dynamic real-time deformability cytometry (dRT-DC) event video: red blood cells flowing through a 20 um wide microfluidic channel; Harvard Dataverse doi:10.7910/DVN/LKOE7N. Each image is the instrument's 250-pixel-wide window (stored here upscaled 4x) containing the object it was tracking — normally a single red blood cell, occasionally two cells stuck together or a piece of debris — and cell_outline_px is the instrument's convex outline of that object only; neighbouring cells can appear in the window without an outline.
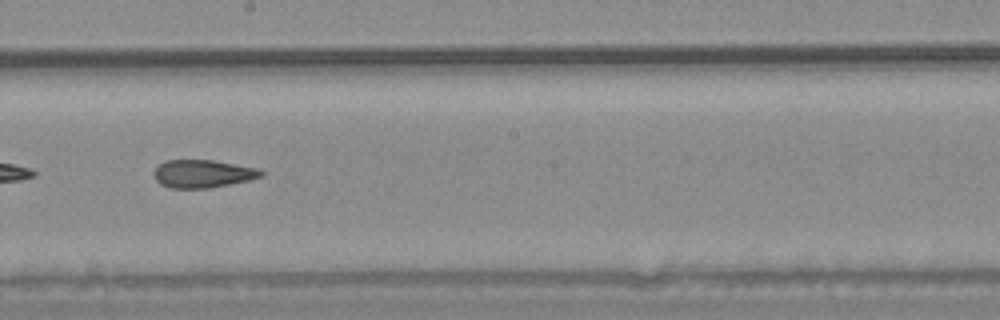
{"species": "common noctule bat (a hibernating species)", "species_latin": "Nyctalus noctula", "temperature_condition": "warm", "stored_images_in_passage": 33, "camera_frame_rate_fps": 3000, "um_per_image_px": 0.085, "animal": {"sex": "male", "body_mass_g": 20.4}, "frame": {"image": 1, "passage_image": 15, "time_ms": 4.667, "image_size_px": [1000, 320], "cell_outline_px": [[264, 172], [260, 176], [248, 180], [208, 188], [172, 188], [160, 184], [156, 180], [152, 172], [164, 160], [212, 160], [260, 168]], "centroid_in_image_um": [17.21, 14.76], "position_along_channel_um": 231.0, "area_um2": 17.34}, "authors_computed_cell_mechanics": {"area_um2": 17.918, "velocity_mm_per_s": 3.7666, "shape_relaxation_time_tau1_ms": null, "shape_relaxation_time_tau2_ms": 3.7044, "deformation_change_tau1": null, "deformation_change_tau2": 0.1181}}